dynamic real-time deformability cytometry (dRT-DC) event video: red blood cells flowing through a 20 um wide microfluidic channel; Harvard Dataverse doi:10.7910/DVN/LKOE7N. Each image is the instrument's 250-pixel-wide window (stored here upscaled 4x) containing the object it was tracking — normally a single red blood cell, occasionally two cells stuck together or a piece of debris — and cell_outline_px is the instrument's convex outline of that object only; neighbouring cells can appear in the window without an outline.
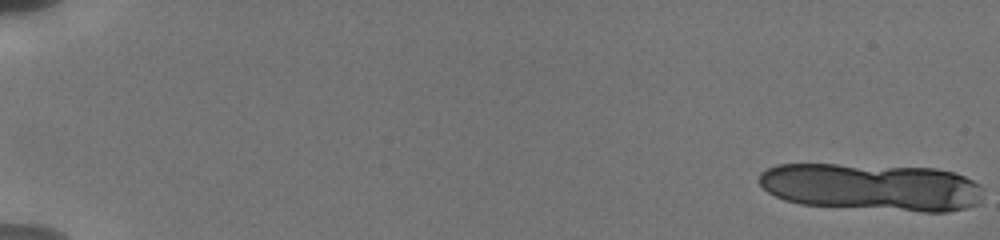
{"species": "human", "species_latin": "Homo sapiens", "temperature_condition": "cold", "stored_images_in_passage": 13, "camera_frame_rate_fps": 3000, "um_per_image_px": 0.085, "donor": {"sex": "male"}, "frame": {"image": 1, "passage_image": 1, "time_ms": 0.0, "image_size_px": [1000, 240], "cell_outline_px": [[980, 204], [968, 208], [948, 212], [924, 212], [800, 204], [784, 200], [768, 192], [760, 184], [760, 172], [776, 164], [836, 164], [936, 168], [956, 172], [980, 184]], "centroid_in_image_um": [74.12, 15.9], "position_along_channel_um": 10.9, "area_um2": 62.31}}